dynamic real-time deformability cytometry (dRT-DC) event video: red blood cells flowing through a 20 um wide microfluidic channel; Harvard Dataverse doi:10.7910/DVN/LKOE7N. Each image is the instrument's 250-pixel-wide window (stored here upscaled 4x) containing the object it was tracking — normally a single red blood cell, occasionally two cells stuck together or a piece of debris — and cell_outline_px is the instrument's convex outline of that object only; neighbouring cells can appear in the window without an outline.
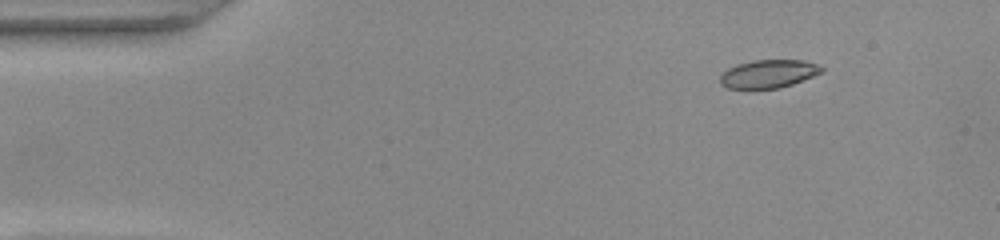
{"species": "common noctule bat (a hibernating species)", "species_latin": "Nyctalus noctula", "temperature_condition": "warm", "stored_images_in_passage": 47, "camera_frame_rate_fps": 3000, "um_per_image_px": 0.085, "animal": {"sex": "female", "body_mass_g": 22.0, "forearm_length_mm": 56.7}, "frame": {"image": 1, "passage_image": 1, "time_ms": 0.0, "image_size_px": [1000, 240], "cell_outline_px": [[824, 68], [820, 72], [812, 76], [792, 84], [780, 88], [728, 88], [720, 84], [720, 76], [728, 68], [736, 64], [752, 60], [804, 60], [820, 64]], "centroid_in_image_um": [65.32, 6.26], "position_along_channel_um": 19.7, "area_um2": 16.59}}
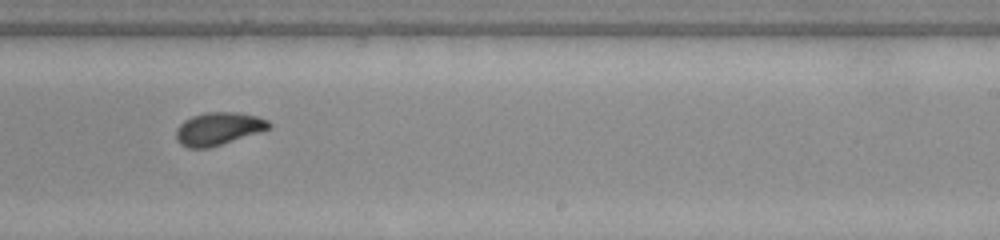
{"frame": {"image": 2, "passage_image": 27, "time_ms": 8.667, "image_size_px": [1000, 240], "cell_outline_px": [[272, 128], [208, 148], [188, 148], [180, 144], [176, 140], [176, 128], [184, 120], [192, 116], [204, 112], [236, 112], [256, 116], [268, 120], [272, 124]], "centroid_in_image_um": [18.55, 10.93], "position_along_channel_um": 270.5, "area_um2": 17.74}}
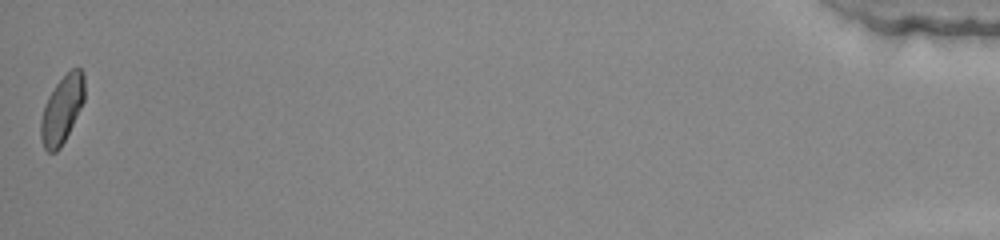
{"frame": {"image": 3, "passage_image": 47, "time_ms": 15.333, "image_size_px": [1000, 240], "cell_outline_px": [[84, 100], [60, 148], [56, 152], [48, 152], [44, 148], [40, 136], [40, 120], [44, 104], [48, 96], [56, 84], [72, 68], [80, 68], [84, 72]], "centroid_in_image_um": [5.24, 9.3], "position_along_channel_um": 430.0, "area_um2": 16.99}, "authors_computed_cell_mechanics": {"area_um2": 17.5712, "velocity_mm_per_s": 3.893, "shape_relaxation_time_tau1_ms": 3.0739, "shape_relaxation_time_tau2_ms": 1.1111, "deformation_change_tau1": 0.1397, "deformation_change_tau2": 0.0597}}